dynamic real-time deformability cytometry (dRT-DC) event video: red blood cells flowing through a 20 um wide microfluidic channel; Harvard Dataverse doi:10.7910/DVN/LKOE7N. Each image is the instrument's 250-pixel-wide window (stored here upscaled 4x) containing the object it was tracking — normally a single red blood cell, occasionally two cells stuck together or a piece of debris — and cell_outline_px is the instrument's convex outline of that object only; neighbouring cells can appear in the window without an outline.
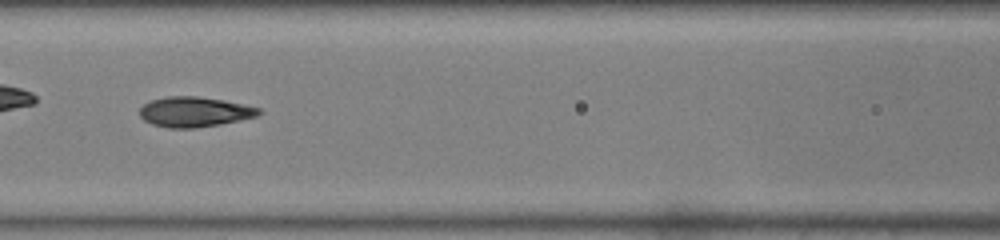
{"species": "common noctule bat (a hibernating species)", "species_latin": "Nyctalus noctula", "temperature_condition": "warm", "stored_images_in_passage": 40, "camera_frame_rate_fps": 3000, "um_per_image_px": 0.085, "animal": {"sex": "male", "body_mass_g": 19.0, "forearm_length_mm": 50.8}, "frame": {"image": 1, "passage_image": 18, "time_ms": 5.667, "image_size_px": [1000, 240], "cell_outline_px": [[264, 112], [256, 116], [220, 124], [192, 128], [168, 128], [152, 124], [144, 120], [140, 116], [140, 108], [144, 104], [152, 100], [168, 96], [196, 96], [224, 100], [244, 104], [260, 108]], "centroid_in_image_um": [16.54, 9.5], "position_along_channel_um": 150.1, "area_um2": 20.81}}
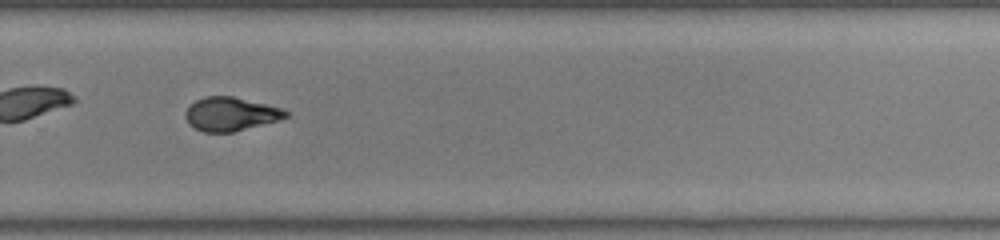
{"frame": {"image": 2, "passage_image": 29, "time_ms": 9.333, "image_size_px": [1000, 240], "cell_outline_px": [[288, 116], [276, 120], [232, 132], [204, 132], [188, 124], [184, 116], [184, 112], [196, 100], [204, 96], [232, 96], [284, 108], [288, 112]], "centroid_in_image_um": [19.57, 9.68], "position_along_channel_um": 310.2, "area_um2": 19.48}}